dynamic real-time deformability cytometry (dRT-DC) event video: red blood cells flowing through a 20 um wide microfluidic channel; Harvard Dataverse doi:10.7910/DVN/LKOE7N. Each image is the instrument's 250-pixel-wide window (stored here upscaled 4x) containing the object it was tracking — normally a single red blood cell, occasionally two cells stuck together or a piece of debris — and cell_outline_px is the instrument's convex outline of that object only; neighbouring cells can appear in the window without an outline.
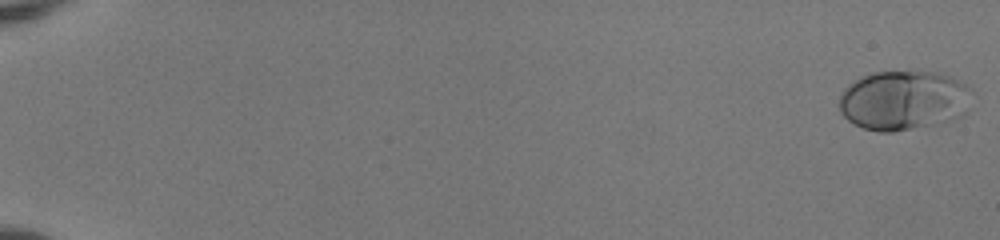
{"species": "human", "species_latin": "Homo sapiens", "temperature_condition": "room temperature", "stored_images_in_passage": 54, "camera_frame_rate_fps": 3000, "um_per_image_px": 0.085, "donor": {"sex": "female"}, "frame": {"image": 1, "passage_image": 1, "time_ms": 0.0, "image_size_px": [1000, 240], "cell_outline_px": [[976, 92], [968, 112], [964, 116], [952, 120], [892, 132], [880, 132], [864, 128], [848, 120], [840, 112], [840, 96], [844, 88], [848, 84], [860, 76], [876, 72], [936, 72], [948, 76], [964, 84]], "centroid_in_image_um": [76.86, 8.53], "position_along_channel_um": 8.1, "area_um2": 46.41}}
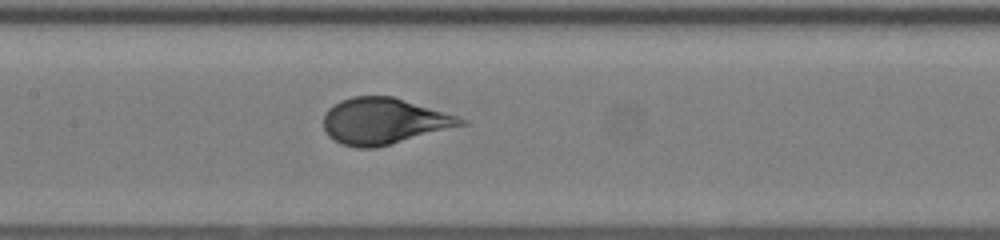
{"frame": {"image": 2, "passage_image": 29, "time_ms": 9.333, "image_size_px": [1000, 240], "cell_outline_px": [[468, 124], [376, 148], [356, 148], [344, 144], [328, 136], [324, 128], [324, 112], [328, 108], [340, 100], [352, 96], [392, 96], [456, 116], [468, 120]], "centroid_in_image_um": [32.61, 10.3], "position_along_channel_um": 174.8, "area_um2": 36.76}}
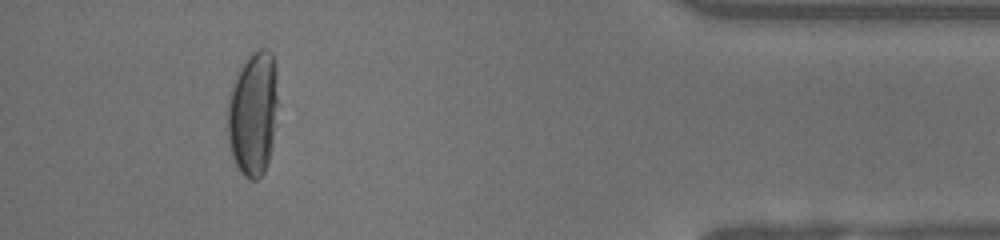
{"frame": {"image": 3, "passage_image": 50, "time_ms": 16.333, "image_size_px": [1000, 240], "cell_outline_px": [[276, 104], [272, 144], [268, 160], [264, 172], [256, 180], [248, 180], [240, 172], [232, 156], [228, 140], [228, 100], [236, 72], [248, 56], [252, 52], [260, 48], [264, 48], [272, 52], [276, 68]], "centroid_in_image_um": [21.49, 9.63], "position_along_channel_um": 413.7, "area_um2": 36.3}, "authors_computed_cell_mechanics": {"area_um2": 38.2058, "velocity_mm_per_s": 4.0023, "shape_relaxation_time_tau1_ms": 3.7148, "shape_relaxation_time_tau2_ms": null, "deformation_change_tau1": 0.198, "deformation_change_tau2": null}}